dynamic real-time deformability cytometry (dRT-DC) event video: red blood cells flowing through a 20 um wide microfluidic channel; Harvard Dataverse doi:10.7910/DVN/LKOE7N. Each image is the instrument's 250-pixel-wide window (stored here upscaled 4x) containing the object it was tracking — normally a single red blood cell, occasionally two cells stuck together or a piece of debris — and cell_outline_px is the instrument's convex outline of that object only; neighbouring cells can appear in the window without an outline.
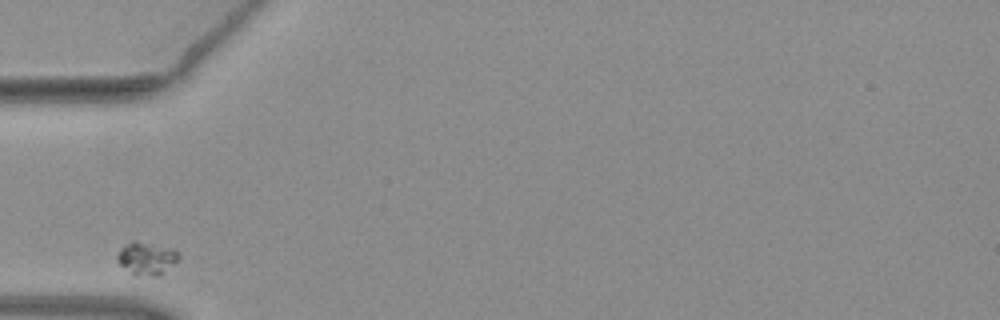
{"species": "common noctule bat (a hibernating species)", "species_latin": "Nyctalus noctula", "temperature_condition": "warm", "stored_images_in_passage": 7, "camera_frame_rate_fps": 3000, "um_per_image_px": 0.085, "animal": {"sex": "female", "body_mass_g": 19.3, "forearm_length_mm": 54.1}, "frame": {"image": 1, "passage_image": 1, "time_ms": 0.0, "image_size_px": [1000, 320], "cell_outline_px": [[180, 256], [160, 276], [132, 276], [116, 260], [116, 256], [120, 248], [124, 244], [132, 240], [136, 240], [172, 248]], "centroid_in_image_um": [12.39, 21.96], "position_along_channel_um": 72.6, "area_um2": 11.91}}
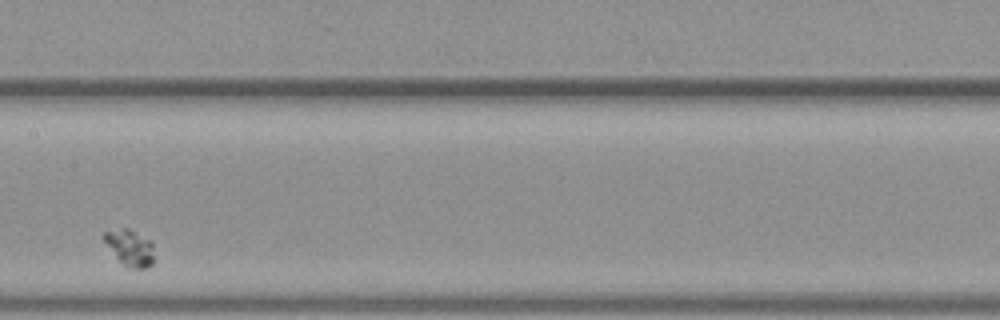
{"frame": {"image": 2, "passage_image": 4, "time_ms": 1.0, "image_size_px": [1000, 320], "cell_outline_px": [[152, 264], [148, 268], [128, 268], [116, 256], [100, 236], [104, 232], [120, 228], [128, 228], [148, 240], [152, 244]], "centroid_in_image_um": [11.01, 21.05], "position_along_channel_um": 196.4, "area_um2": 10.23}}
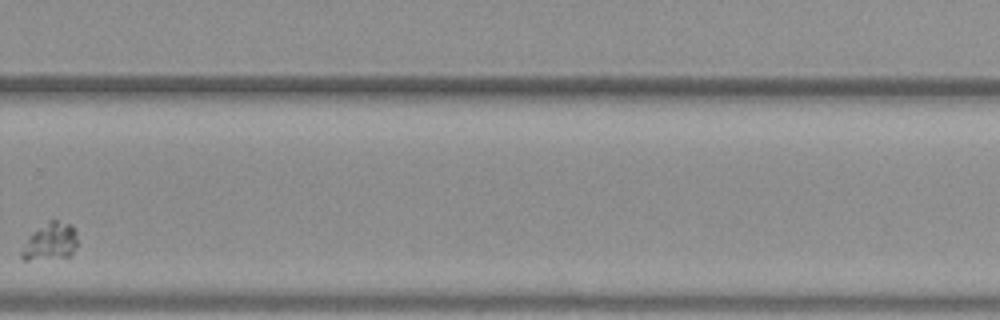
{"frame": {"image": 3, "passage_image": 7, "time_ms": 2.0, "image_size_px": [1000, 320], "cell_outline_px": [[76, 248], [72, 256], [28, 260], [24, 260], [20, 256], [20, 252], [28, 236], [32, 232], [48, 220], [56, 220], [72, 224], [76, 232]], "centroid_in_image_um": [4.27, 20.53], "position_along_channel_um": 325.5, "area_um2": 12.31}}